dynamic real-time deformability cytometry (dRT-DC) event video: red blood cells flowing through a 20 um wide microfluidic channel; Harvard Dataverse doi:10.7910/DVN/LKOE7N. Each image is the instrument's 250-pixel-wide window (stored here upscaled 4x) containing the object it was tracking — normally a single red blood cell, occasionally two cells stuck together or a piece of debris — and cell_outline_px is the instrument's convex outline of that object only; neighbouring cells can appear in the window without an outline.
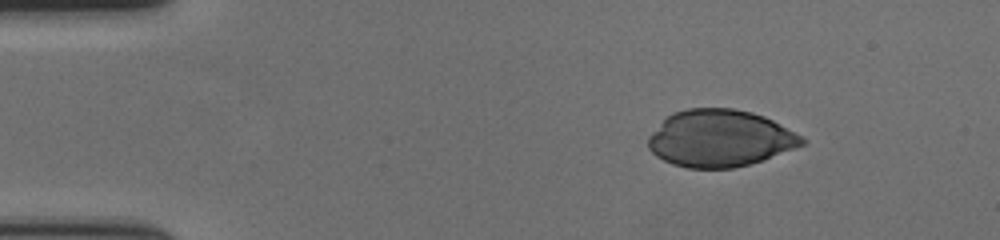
{"species": "human", "species_latin": "Homo sapiens", "temperature_condition": "cold", "stored_images_in_passage": 50, "camera_frame_rate_fps": 3000, "um_per_image_px": 0.085, "donor": {"sex": "female"}, "frame": {"image": 1, "passage_image": 1, "time_ms": 0.0, "image_size_px": [1000, 240], "cell_outline_px": [[804, 144], [760, 160], [748, 164], [732, 168], [688, 168], [672, 164], [656, 156], [648, 148], [648, 136], [672, 112], [688, 108], [732, 108], [752, 112], [764, 116], [772, 120], [800, 136], [804, 140]], "centroid_in_image_um": [61.13, 11.75], "position_along_channel_um": 23.9, "area_um2": 50.4}}
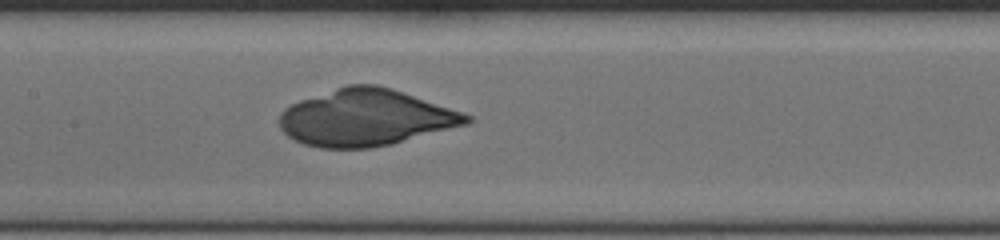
{"frame": {"image": 2, "passage_image": 21, "time_ms": 6.667, "image_size_px": [1000, 240], "cell_outline_px": [[472, 120], [468, 124], [392, 144], [372, 148], [320, 148], [304, 144], [288, 136], [280, 128], [280, 112], [284, 108], [300, 100], [348, 84], [376, 84], [392, 88], [472, 116]], "centroid_in_image_um": [31.07, 10.01], "position_along_channel_um": 176.3, "area_um2": 61.5}}
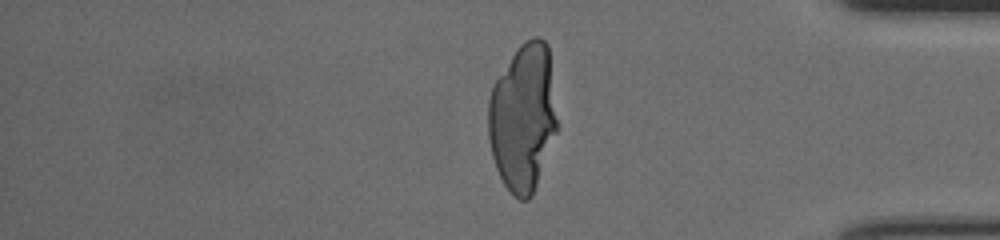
{"frame": {"image": 3, "passage_image": 41, "time_ms": 13.333, "image_size_px": [1000, 240], "cell_outline_px": [[556, 132], [532, 196], [528, 200], [520, 200], [504, 184], [496, 168], [492, 156], [488, 140], [488, 100], [492, 84], [520, 44], [532, 36], [540, 36], [548, 44], [556, 120]], "centroid_in_image_um": [44.42, 9.96], "position_along_channel_um": 390.8, "area_um2": 58.84}}